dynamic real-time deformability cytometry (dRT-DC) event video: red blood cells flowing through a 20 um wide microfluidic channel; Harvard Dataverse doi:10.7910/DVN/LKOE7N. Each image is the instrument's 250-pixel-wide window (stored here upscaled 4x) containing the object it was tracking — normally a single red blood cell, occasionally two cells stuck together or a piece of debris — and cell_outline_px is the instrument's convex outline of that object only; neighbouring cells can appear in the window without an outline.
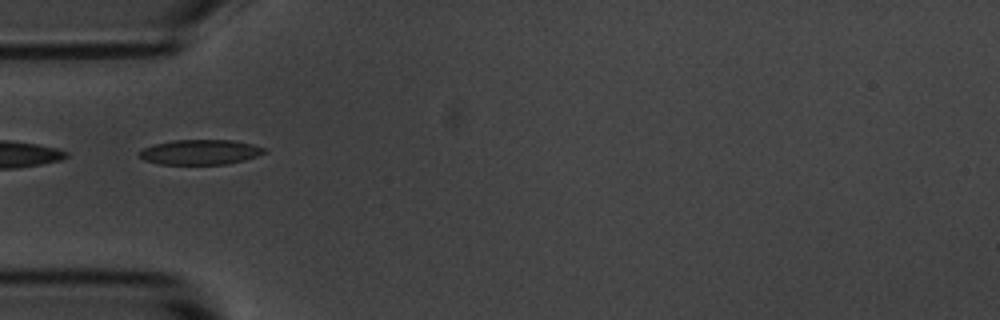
{"species": "common noctule bat (a hibernating species)", "species_latin": "Nyctalus noctula", "temperature_condition": "room temperature", "stored_images_in_passage": 15, "camera_frame_rate_fps": 3000, "um_per_image_px": 0.085, "animal": {"sex": "male", "body_mass_g": 20.1, "forearm_length_mm": 53.5}, "frame": {"image": 1, "passage_image": 5, "time_ms": 5.333, "image_size_px": [1000, 320], "cell_outline_px": [[268, 152], [244, 160], [228, 164], [160, 164], [144, 160], [140, 156], [140, 152], [144, 148], [156, 144], [172, 140], [232, 140], [252, 144], [268, 148]], "centroid_in_image_um": [17.08, 12.93], "position_along_channel_um": 67.9, "area_um2": 18.15}}
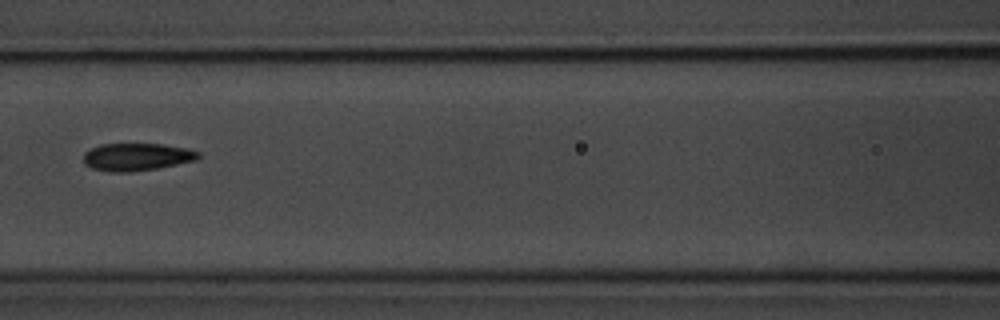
{"frame": {"image": 2, "passage_image": 7, "time_ms": 7.667, "image_size_px": [1000, 320], "cell_outline_px": [[200, 156], [196, 160], [156, 168], [132, 172], [112, 172], [92, 168], [84, 164], [84, 152], [100, 144], [164, 144], [188, 148], [200, 152]], "centroid_in_image_um": [11.63, 13.33], "position_along_channel_um": 155.0, "area_um2": 18.44}}
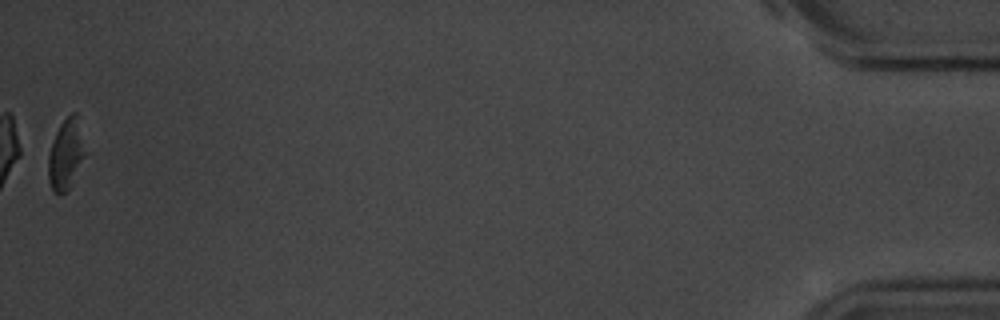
{"frame": {"image": 3, "passage_image": 15, "time_ms": 17.667, "image_size_px": [1000, 320], "cell_outline_px": [[88, 152], [68, 188], [64, 192], [52, 192], [48, 180], [48, 156], [56, 132], [60, 124], [72, 112], [76, 112]], "centroid_in_image_um": [5.63, 13.09], "position_along_channel_um": 429.6, "area_um2": 15.14}, "authors_computed_cell_mechanics": {"area_um2": 18.6116, "velocity_mm_per_s": 3.6881, "shape_relaxation_time_tau1_ms": 2.7883, "shape_relaxation_time_tau2_ms": null, "deformation_change_tau1": 0.0786, "deformation_change_tau2": null}}